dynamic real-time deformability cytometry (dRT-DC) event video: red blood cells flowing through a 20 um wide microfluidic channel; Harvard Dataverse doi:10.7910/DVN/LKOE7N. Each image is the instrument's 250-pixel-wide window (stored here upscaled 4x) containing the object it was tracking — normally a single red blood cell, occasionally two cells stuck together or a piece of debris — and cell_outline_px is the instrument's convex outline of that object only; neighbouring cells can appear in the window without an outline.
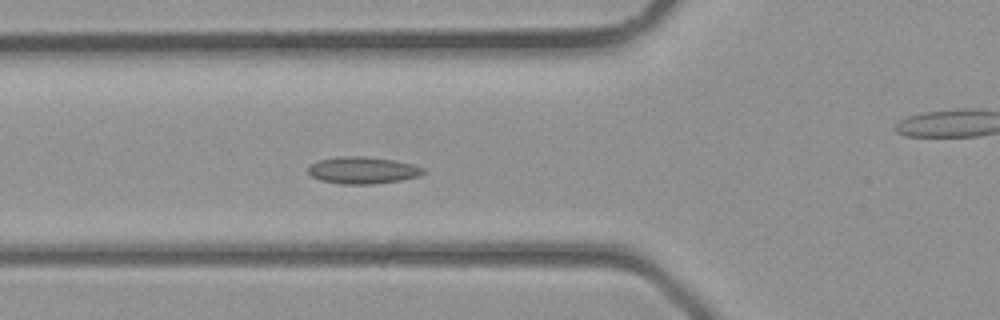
{"species": "common noctule bat (a hibernating species)", "species_latin": "Nyctalus noctula", "temperature_condition": "room temperature", "stored_images_in_passage": 33, "camera_frame_rate_fps": 3000, "um_per_image_px": 0.085, "animal": {"sex": "male", "body_mass_g": 23.1, "forearm_length_mm": 52.7}, "frame": {"image": 1, "passage_image": 14, "time_ms": 4.333, "image_size_px": [1000, 320], "cell_outline_px": [[424, 172], [416, 176], [400, 180], [372, 184], [340, 184], [320, 180], [312, 176], [308, 172], [308, 168], [316, 160], [336, 156], [364, 156], [392, 160], [412, 164], [424, 168]], "centroid_in_image_um": [30.77, 14.46], "position_along_channel_um": 95.0, "area_um2": 17.98}}
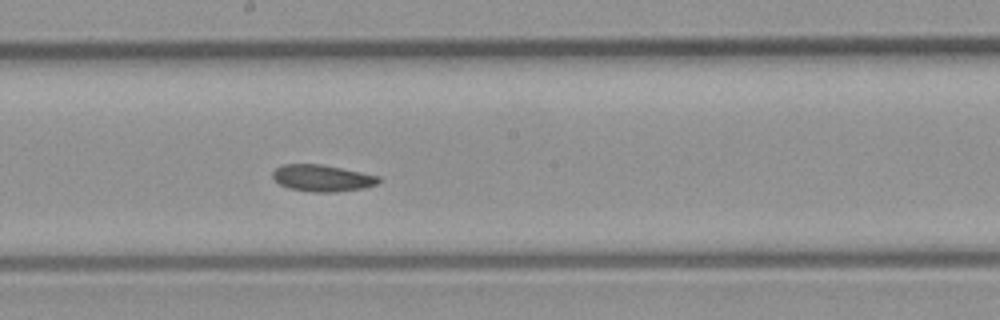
{"frame": {"image": 2, "passage_image": 21, "time_ms": 6.667, "image_size_px": [1000, 320], "cell_outline_px": [[380, 180], [376, 184], [364, 188], [336, 192], [312, 192], [288, 188], [280, 184], [272, 176], [272, 172], [276, 168], [284, 164], [320, 164], [380, 176]], "centroid_in_image_um": [27.38, 15.14], "position_along_channel_um": 220.8, "area_um2": 16.36}}
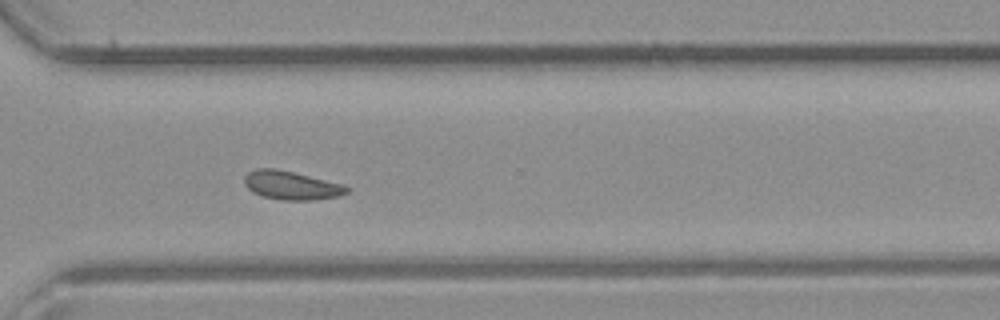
{"frame": {"image": 3, "passage_image": 28, "time_ms": 9.0, "image_size_px": [1000, 320], "cell_outline_px": [[352, 188], [348, 192], [340, 196], [312, 200], [280, 200], [264, 196], [252, 192], [244, 184], [244, 176], [248, 172], [256, 168], [276, 168], [344, 184]], "centroid_in_image_um": [24.78, 15.75], "position_along_channel_um": 345.8, "area_um2": 17.22}}